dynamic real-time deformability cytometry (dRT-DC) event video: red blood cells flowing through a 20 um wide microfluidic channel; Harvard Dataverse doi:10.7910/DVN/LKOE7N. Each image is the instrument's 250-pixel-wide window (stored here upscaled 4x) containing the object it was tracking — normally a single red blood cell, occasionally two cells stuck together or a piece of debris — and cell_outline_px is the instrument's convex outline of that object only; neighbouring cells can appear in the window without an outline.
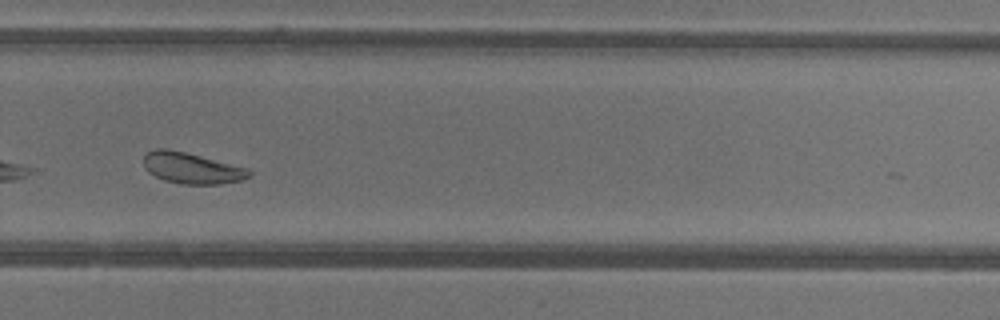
{"species": "common noctule bat (a hibernating species)", "species_latin": "Nyctalus noctula", "temperature_condition": "warm", "stored_images_in_passage": 31, "camera_frame_rate_fps": 3000, "um_per_image_px": 0.085, "animal": {"sex": "female"}, "frame": {"image": 1, "passage_image": 18, "time_ms": 5.667, "image_size_px": [1000, 320], "cell_outline_px": [[252, 176], [244, 180], [220, 184], [180, 184], [164, 180], [148, 172], [144, 168], [144, 156], [148, 152], [156, 148], [168, 148], [248, 168], [252, 172]], "centroid_in_image_um": [16.31, 14.3], "position_along_channel_um": 313.5, "area_um2": 19.13}, "authors_computed_cell_mechanics": {"area_um2": 19.5942, "velocity_mm_per_s": 4.3039, "shape_relaxation_time_tau1_ms": 2.4408, "shape_relaxation_time_tau2_ms": 1.6207, "deformation_change_tau1": 0.0985, "deformation_change_tau2": 0.0726}}